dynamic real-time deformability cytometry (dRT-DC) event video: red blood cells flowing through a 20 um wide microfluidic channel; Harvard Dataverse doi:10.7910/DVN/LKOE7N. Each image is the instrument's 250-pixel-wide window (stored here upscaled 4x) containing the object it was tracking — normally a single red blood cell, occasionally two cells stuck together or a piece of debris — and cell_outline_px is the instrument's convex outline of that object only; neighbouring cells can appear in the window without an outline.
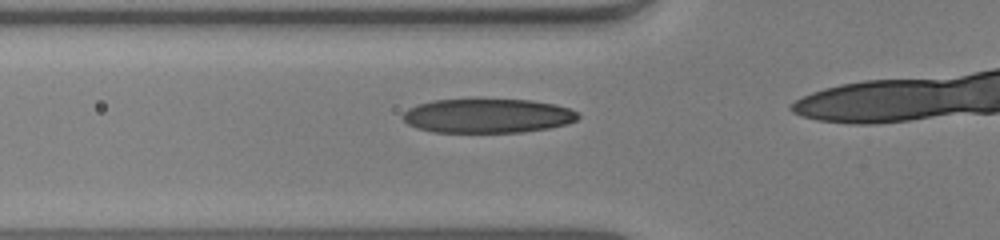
{"species": "human", "species_latin": "Homo sapiens", "temperature_condition": "warm", "stored_images_in_passage": 17, "camera_frame_rate_fps": 3000, "um_per_image_px": 0.085, "donor": {"sex": "male"}, "frame": {"image": 1, "passage_image": 12, "time_ms": 3.667, "image_size_px": [1000, 240], "cell_outline_px": [[580, 116], [576, 120], [568, 124], [548, 128], [520, 132], [432, 132], [416, 128], [408, 124], [400, 116], [408, 108], [416, 104], [432, 100], [476, 96], [532, 100], [556, 104], [568, 108], [576, 112]], "centroid_in_image_um": [41.39, 9.79], "position_along_channel_um": 84.4, "area_um2": 36.41}}
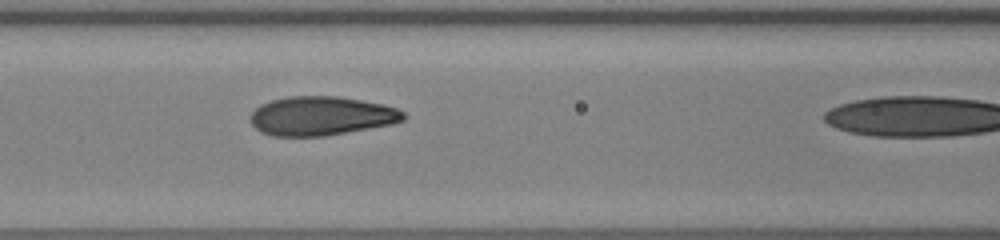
{"frame": {"image": 2, "passage_image": 16, "time_ms": 5.0, "image_size_px": [1000, 240], "cell_outline_px": [[408, 116], [404, 120], [392, 124], [324, 136], [272, 136], [260, 132], [252, 124], [252, 112], [260, 104], [272, 100], [288, 96], [336, 96], [384, 104], [396, 108], [404, 112]], "centroid_in_image_um": [27.32, 9.85], "position_along_channel_um": 139.3, "area_um2": 34.74}}